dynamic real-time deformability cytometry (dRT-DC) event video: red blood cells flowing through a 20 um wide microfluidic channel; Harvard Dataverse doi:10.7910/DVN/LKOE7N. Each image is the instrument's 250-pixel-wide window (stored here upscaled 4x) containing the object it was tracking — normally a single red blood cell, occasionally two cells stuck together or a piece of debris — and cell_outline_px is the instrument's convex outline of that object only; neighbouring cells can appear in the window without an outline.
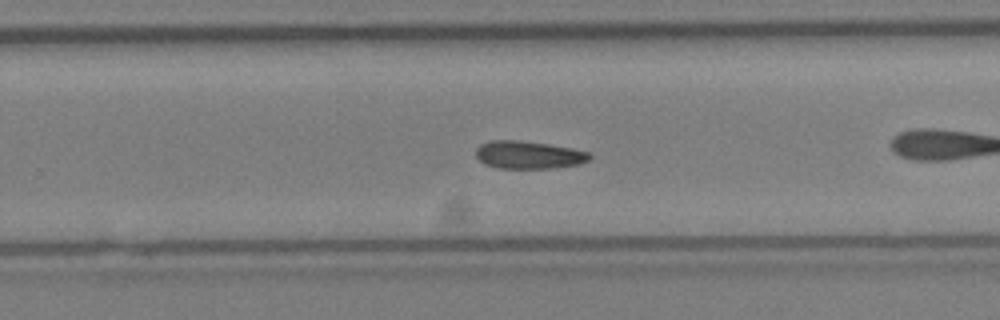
{"species": "Egyptian fruit bat (a non-hibernating species)", "species_latin": "Rousettus aegyptiacus", "temperature_condition": "cold", "stored_images_in_passage": 29, "camera_frame_rate_fps": 3000, "um_per_image_px": 0.085, "animal": {"sex": "female"}, "frame": {"image": 1, "passage_image": 13, "time_ms": 4.0, "image_size_px": [1000, 320], "cell_outline_px": [[592, 156], [588, 160], [580, 164], [552, 168], [500, 168], [484, 164], [476, 156], [476, 148], [480, 144], [488, 140], [520, 140], [548, 144], [572, 148], [588, 152]], "centroid_in_image_um": [44.91, 13.15], "position_along_channel_um": 284.9, "area_um2": 18.44}}
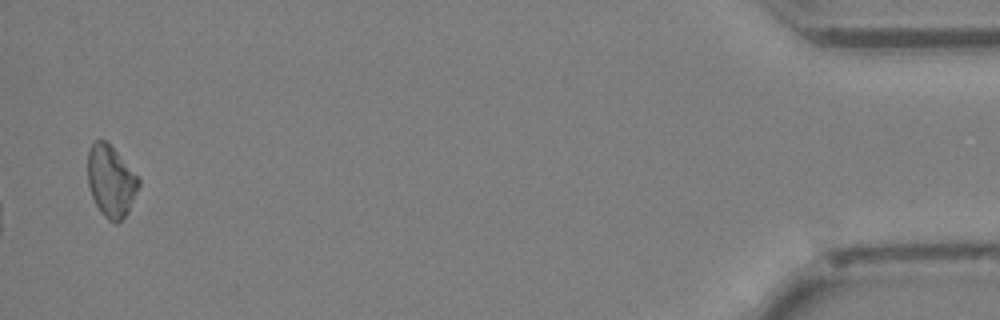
{"frame": {"image": 2, "passage_image": 29, "time_ms": 9.333, "image_size_px": [1000, 320], "cell_outline_px": [[140, 184], [128, 212], [116, 224], [108, 220], [100, 212], [92, 196], [88, 184], [88, 152], [92, 144], [96, 140], [108, 140], [140, 180]], "centroid_in_image_um": [9.42, 15.38], "position_along_channel_um": 425.8, "area_um2": 21.15}}